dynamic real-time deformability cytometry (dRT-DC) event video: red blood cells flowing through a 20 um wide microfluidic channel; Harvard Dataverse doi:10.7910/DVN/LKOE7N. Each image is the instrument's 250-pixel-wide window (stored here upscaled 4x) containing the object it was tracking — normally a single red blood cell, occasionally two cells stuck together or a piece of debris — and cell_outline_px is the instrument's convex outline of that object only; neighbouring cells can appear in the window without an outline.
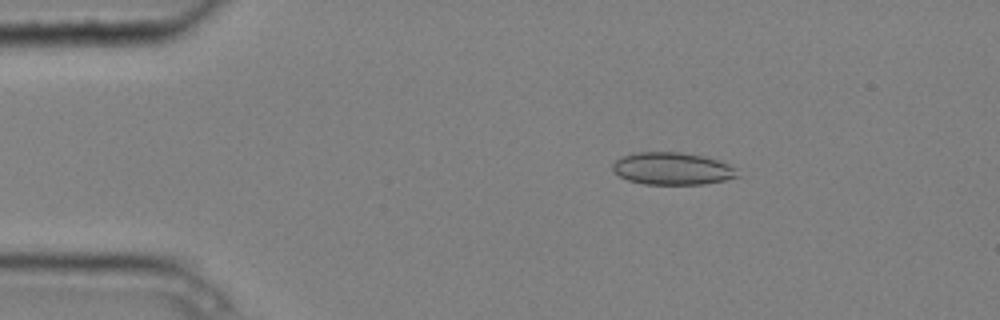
{"species": "common noctule bat (a hibernating species)", "species_latin": "Nyctalus noctula", "temperature_condition": "cold", "stored_images_in_passage": 5, "camera_frame_rate_fps": 3000, "um_per_image_px": 0.085, "animal": {"sex": "male", "body_mass_g": 20.4}, "frame": {"image": 1, "passage_image": 3, "time_ms": 0.667, "image_size_px": [1000, 320], "cell_outline_px": [[740, 176], [724, 180], [704, 184], [644, 184], [628, 180], [620, 176], [612, 168], [612, 164], [620, 156], [636, 152], [680, 152], [704, 156], [728, 164], [736, 168]], "centroid_in_image_um": [57.14, 14.33], "position_along_channel_um": 27.9, "area_um2": 23.52}}